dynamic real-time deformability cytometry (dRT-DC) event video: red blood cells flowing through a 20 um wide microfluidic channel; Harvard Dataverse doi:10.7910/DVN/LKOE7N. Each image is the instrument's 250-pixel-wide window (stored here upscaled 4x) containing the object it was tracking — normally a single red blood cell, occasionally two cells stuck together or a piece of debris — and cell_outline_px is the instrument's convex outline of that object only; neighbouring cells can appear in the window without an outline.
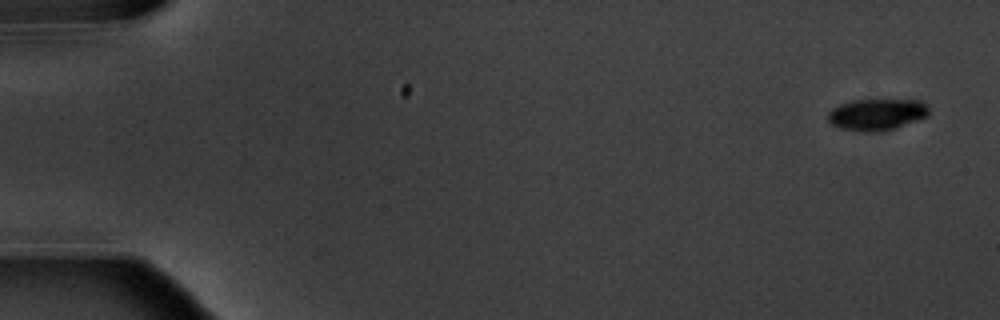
{"species": "common noctule bat (a hibernating species)", "species_latin": "Nyctalus noctula", "temperature_condition": "warm", "stored_images_in_passage": 9, "camera_frame_rate_fps": 3000, "um_per_image_px": 0.085, "animal": {"sex": "male", "body_mass_g": 20.1, "forearm_length_mm": 53.5}, "frame": {"image": 1, "passage_image": 1, "time_ms": 0.0, "image_size_px": [1000, 320], "cell_outline_px": [[928, 116], [884, 132], [864, 132], [840, 128], [832, 124], [828, 120], [828, 112], [832, 108], [840, 104], [852, 100], [920, 100], [928, 108]], "centroid_in_image_um": [74.51, 9.74], "position_along_channel_um": 10.5, "area_um2": 18.55}}
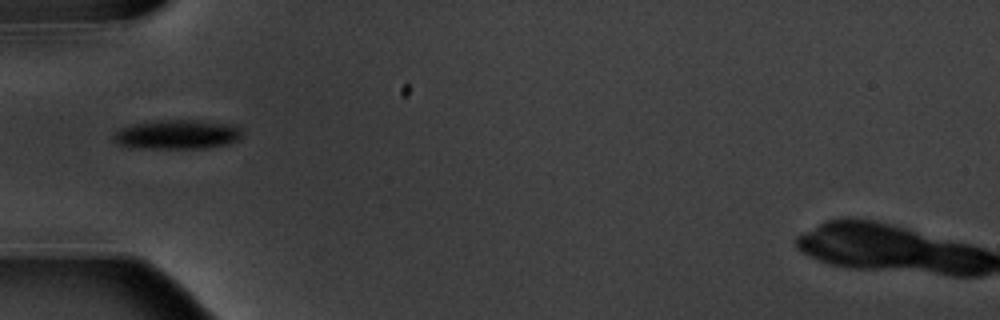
{"frame": {"image": 2, "passage_image": 6, "time_ms": 5.667, "image_size_px": [1000, 320], "cell_outline_px": [[240, 140], [224, 144], [204, 148], [140, 148], [120, 144], [112, 136], [120, 128], [132, 124], [156, 120], [200, 120], [232, 124], [240, 128]], "centroid_in_image_um": [15.08, 11.41], "position_along_channel_um": 69.9, "area_um2": 21.79}}